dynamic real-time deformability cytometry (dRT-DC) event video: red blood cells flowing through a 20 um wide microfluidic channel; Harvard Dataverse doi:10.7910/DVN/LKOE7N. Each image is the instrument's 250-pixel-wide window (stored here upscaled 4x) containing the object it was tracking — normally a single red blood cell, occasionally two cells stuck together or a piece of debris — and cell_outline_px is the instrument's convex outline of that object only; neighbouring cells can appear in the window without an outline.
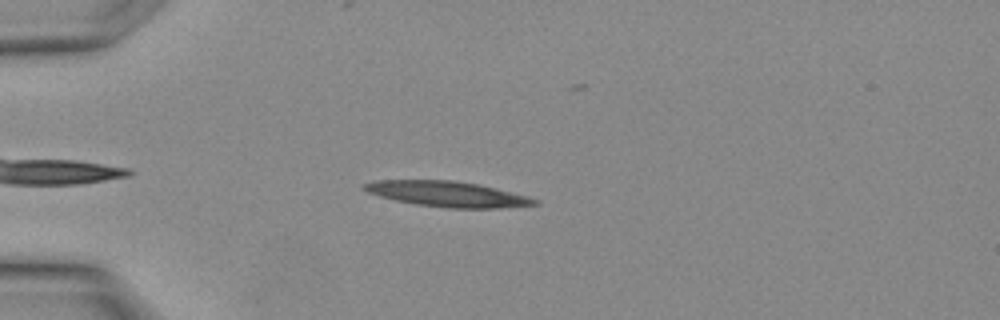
{"species": "Egyptian fruit bat (a non-hibernating species)", "species_latin": "Rousettus aegyptiacus", "temperature_condition": "warm", "stored_images_in_passage": 8, "camera_frame_rate_fps": 3000, "um_per_image_px": 0.085, "animal": {"sex": "female"}, "frame": {"image": 1, "passage_image": 1, "time_ms": 0.0, "image_size_px": [1000, 320], "cell_outline_px": [[540, 204], [496, 208], [448, 208], [416, 204], [396, 200], [380, 196], [368, 192], [360, 188], [360, 184], [372, 180], [452, 180], [476, 184], [528, 196], [540, 200]], "centroid_in_image_um": [37.98, 16.49], "position_along_channel_um": 47.0, "area_um2": 25.2}}
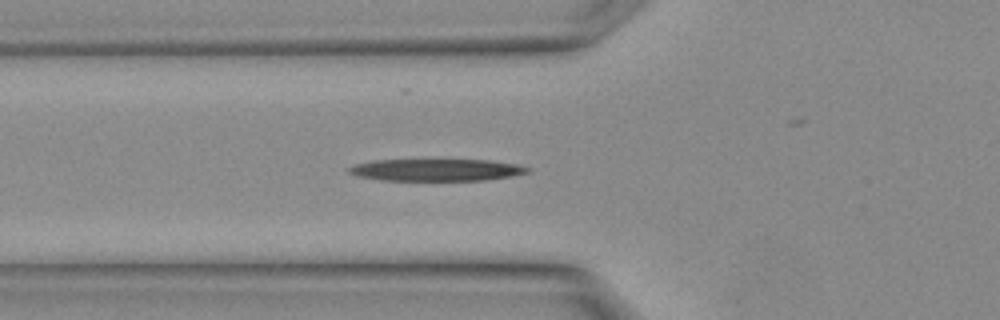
{"frame": {"image": 2, "passage_image": 4, "time_ms": 1.0, "image_size_px": [1000, 320], "cell_outline_px": [[532, 172], [512, 176], [484, 180], [380, 180], [356, 176], [348, 172], [348, 168], [352, 164], [372, 160], [488, 160], [520, 164], [532, 168]], "centroid_in_image_um": [37.11, 14.44], "position_along_channel_um": 88.7, "area_um2": 23.18}}
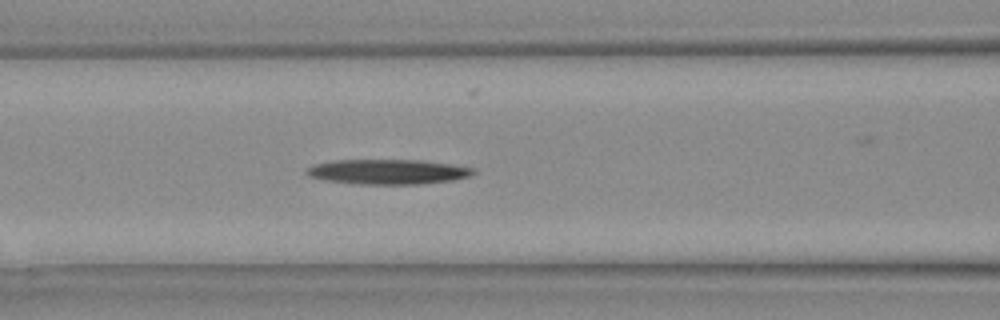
{"frame": {"image": 3, "passage_image": 6, "time_ms": 1.667, "image_size_px": [1000, 320], "cell_outline_px": [[476, 172], [472, 176], [452, 180], [420, 184], [352, 184], [324, 180], [308, 176], [304, 172], [312, 164], [336, 160], [416, 160], [452, 164], [476, 168]], "centroid_in_image_um": [32.96, 14.6], "position_along_channel_um": 133.6, "area_um2": 24.45}}